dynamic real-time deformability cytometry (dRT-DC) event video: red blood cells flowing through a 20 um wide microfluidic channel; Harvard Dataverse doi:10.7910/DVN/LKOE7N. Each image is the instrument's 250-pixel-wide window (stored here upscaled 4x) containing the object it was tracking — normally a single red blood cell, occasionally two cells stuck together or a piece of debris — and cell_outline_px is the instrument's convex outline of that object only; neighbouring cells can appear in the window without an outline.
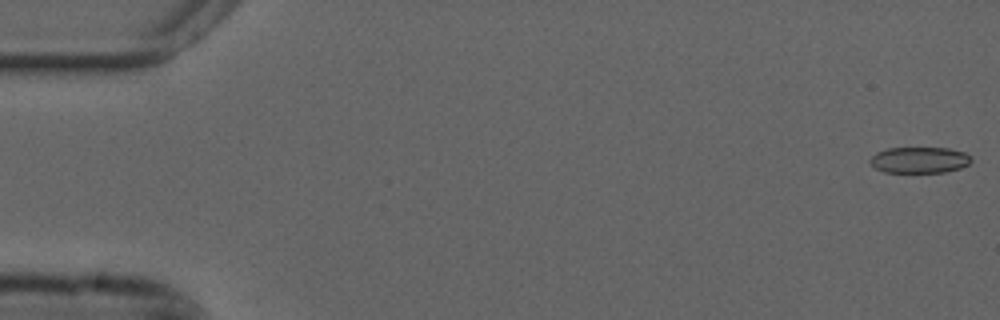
{"species": "common noctule bat (a hibernating species)", "species_latin": "Nyctalus noctula", "temperature_condition": "cold", "stored_images_in_passage": 53, "camera_frame_rate_fps": 3000, "um_per_image_px": 0.085, "animal": {"sex": "male", "forearm_length_mm": 52.5}, "frame": {"image": 1, "passage_image": 1, "time_ms": 0.0, "image_size_px": [1000, 320], "cell_outline_px": [[972, 160], [968, 164], [960, 168], [944, 172], [884, 172], [876, 168], [868, 160], [876, 152], [888, 148], [948, 148], [964, 152]], "centroid_in_image_um": [78.13, 13.59], "position_along_channel_um": 6.9, "area_um2": 15.26}}
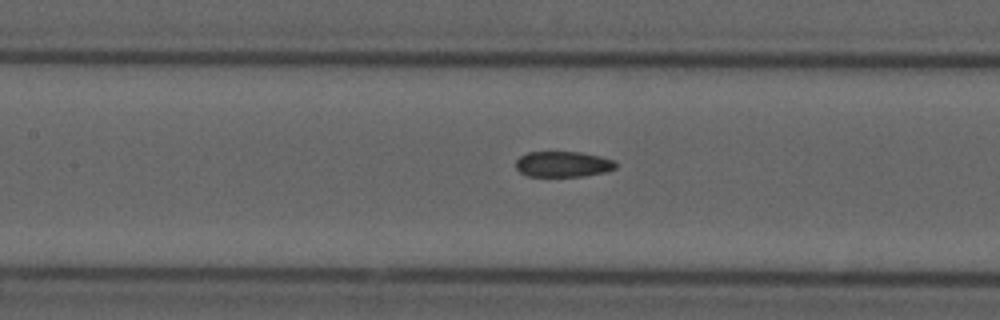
{"frame": {"image": 2, "passage_image": 25, "time_ms": 8.0, "image_size_px": [1000, 320], "cell_outline_px": [[616, 168], [608, 172], [584, 176], [528, 176], [520, 172], [516, 168], [516, 160], [520, 156], [528, 152], [580, 152], [600, 156], [616, 160]], "centroid_in_image_um": [47.89, 13.95], "position_along_channel_um": 159.5, "area_um2": 15.09}}
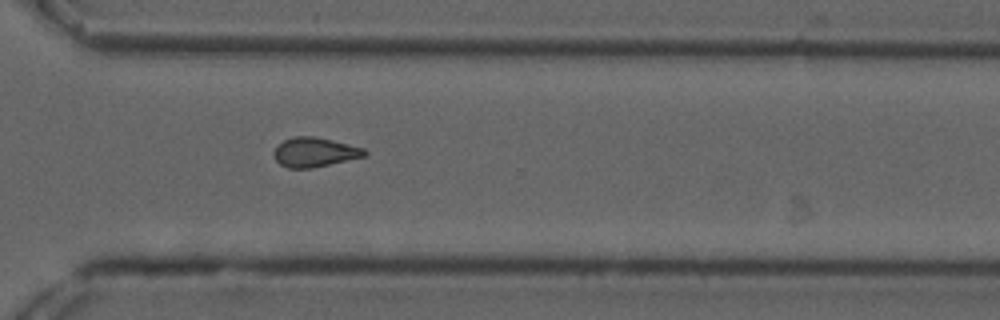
{"frame": {"image": 3, "passage_image": 40, "time_ms": 13.0, "image_size_px": [1000, 320], "cell_outline_px": [[368, 152], [364, 156], [312, 168], [288, 168], [280, 164], [276, 160], [272, 152], [284, 140], [292, 136], [312, 136], [332, 140], [364, 148]], "centroid_in_image_um": [26.72, 12.93], "position_along_channel_um": 343.9, "area_um2": 15.37}}